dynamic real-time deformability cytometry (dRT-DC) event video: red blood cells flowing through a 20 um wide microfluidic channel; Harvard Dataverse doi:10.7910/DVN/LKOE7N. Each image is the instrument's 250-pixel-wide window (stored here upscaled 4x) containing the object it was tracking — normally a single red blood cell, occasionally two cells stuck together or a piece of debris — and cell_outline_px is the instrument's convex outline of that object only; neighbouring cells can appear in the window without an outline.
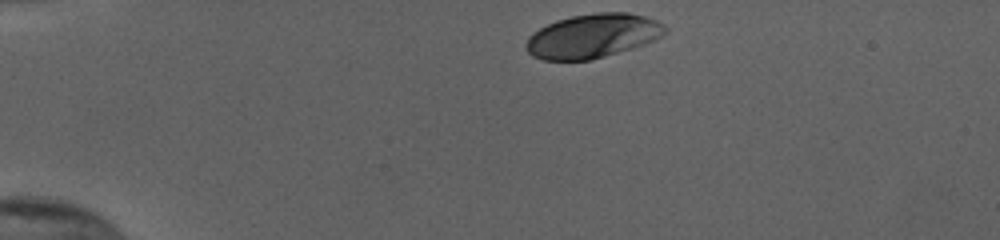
{"species": "human", "species_latin": "Homo sapiens", "temperature_condition": "cold", "stored_images_in_passage": 26, "camera_frame_rate_fps": 3000, "um_per_image_px": 0.085, "donor": {"sex": "female"}, "frame": {"image": 1, "passage_image": 1, "time_ms": 0.0, "image_size_px": [1000, 240], "cell_outline_px": [[668, 32], [656, 40], [632, 48], [592, 60], [544, 60], [532, 56], [524, 48], [524, 44], [528, 36], [532, 32], [556, 20], [572, 16], [596, 12], [628, 12], [644, 16], [656, 20], [664, 24], [668, 28]], "centroid_in_image_um": [50.38, 3.05], "position_along_channel_um": 34.6, "area_um2": 36.07}}
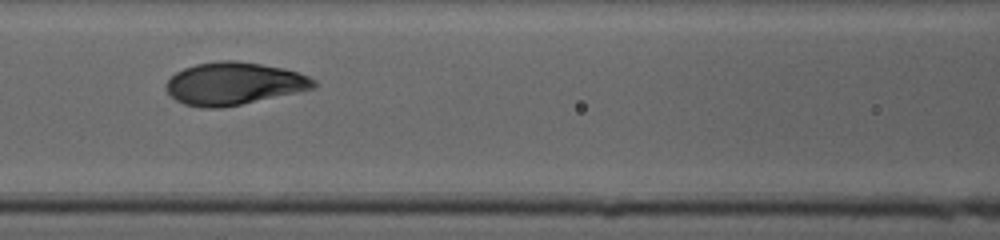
{"frame": {"image": 2, "passage_image": 15, "time_ms": 4.667, "image_size_px": [1000, 240], "cell_outline_px": [[316, 88], [240, 104], [220, 108], [204, 108], [184, 104], [176, 100], [168, 92], [168, 80], [176, 72], [184, 68], [196, 64], [220, 60], [236, 60], [284, 68], [308, 76], [316, 80]], "centroid_in_image_um": [19.9, 7.1], "position_along_channel_um": 146.7, "area_um2": 36.24}}
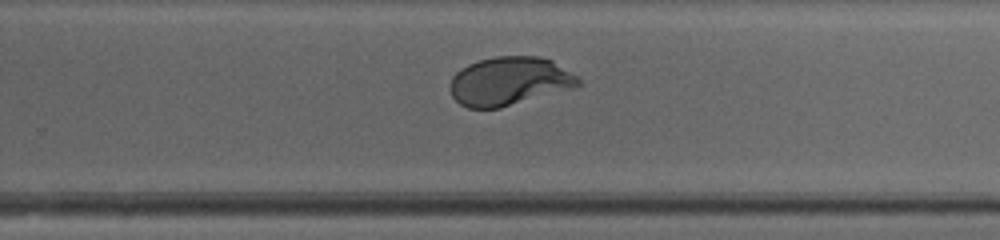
{"frame": {"image": 3, "passage_image": 26, "time_ms": 8.333, "image_size_px": [1000, 240], "cell_outline_px": [[580, 84], [576, 88], [500, 108], [468, 108], [460, 104], [452, 96], [448, 88], [452, 76], [456, 72], [468, 64], [480, 60], [496, 56], [536, 56], [552, 60], [576, 76], [580, 80]], "centroid_in_image_um": [43.28, 6.91], "position_along_channel_um": 286.5, "area_um2": 36.41}}